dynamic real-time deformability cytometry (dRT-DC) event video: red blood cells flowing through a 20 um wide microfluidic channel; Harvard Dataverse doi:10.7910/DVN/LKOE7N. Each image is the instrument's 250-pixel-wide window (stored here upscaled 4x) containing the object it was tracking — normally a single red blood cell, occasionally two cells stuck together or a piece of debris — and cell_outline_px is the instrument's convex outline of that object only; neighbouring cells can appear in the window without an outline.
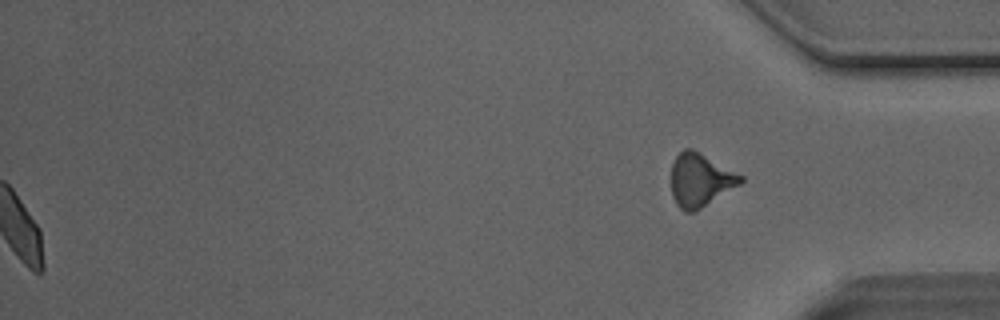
{"species": "Egyptian fruit bat (a non-hibernating species)", "species_latin": "Rousettus aegyptiacus", "temperature_condition": "room temperature", "stored_images_in_passage": 33, "segment_of_instrument_passage": [2, 2], "camera_frame_rate_fps": 3000, "um_per_image_px": 0.085, "animal": {"sex": "male"}, "frame": {"image": 1, "passage_image": 33, "time_ms": 10.667, "image_size_px": [1000, 320], "cell_outline_px": [[744, 180], [740, 184], [700, 208], [692, 212], [684, 212], [676, 204], [672, 196], [672, 164], [676, 156], [684, 148], [692, 148], [744, 176]], "centroid_in_image_um": [59.51, 15.29], "position_along_channel_um": 375.7, "area_um2": 21.27}}